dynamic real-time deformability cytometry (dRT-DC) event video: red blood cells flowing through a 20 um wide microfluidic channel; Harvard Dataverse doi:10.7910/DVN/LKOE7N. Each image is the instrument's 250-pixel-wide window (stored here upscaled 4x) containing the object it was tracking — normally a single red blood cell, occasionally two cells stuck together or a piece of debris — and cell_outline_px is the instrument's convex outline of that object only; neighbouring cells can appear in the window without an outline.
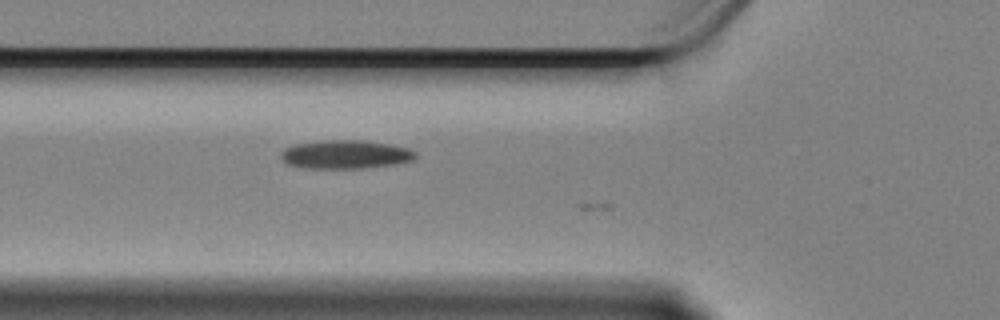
{"species": "Egyptian fruit bat (a non-hibernating species)", "species_latin": "Rousettus aegyptiacus", "temperature_condition": "cold", "stored_images_in_passage": 10, "camera_frame_rate_fps": 3000, "um_per_image_px": 0.085, "animal": {"sex": "female"}, "frame": {"image": 1, "passage_image": 9, "time_ms": 2.667, "image_size_px": [1000, 320], "cell_outline_px": [[416, 156], [412, 160], [392, 164], [360, 168], [312, 168], [288, 164], [280, 156], [280, 152], [284, 148], [296, 144], [324, 140], [364, 140], [392, 144], [408, 148], [416, 152]], "centroid_in_image_um": [29.37, 13.11], "position_along_channel_um": 96.4, "area_um2": 22.2}}